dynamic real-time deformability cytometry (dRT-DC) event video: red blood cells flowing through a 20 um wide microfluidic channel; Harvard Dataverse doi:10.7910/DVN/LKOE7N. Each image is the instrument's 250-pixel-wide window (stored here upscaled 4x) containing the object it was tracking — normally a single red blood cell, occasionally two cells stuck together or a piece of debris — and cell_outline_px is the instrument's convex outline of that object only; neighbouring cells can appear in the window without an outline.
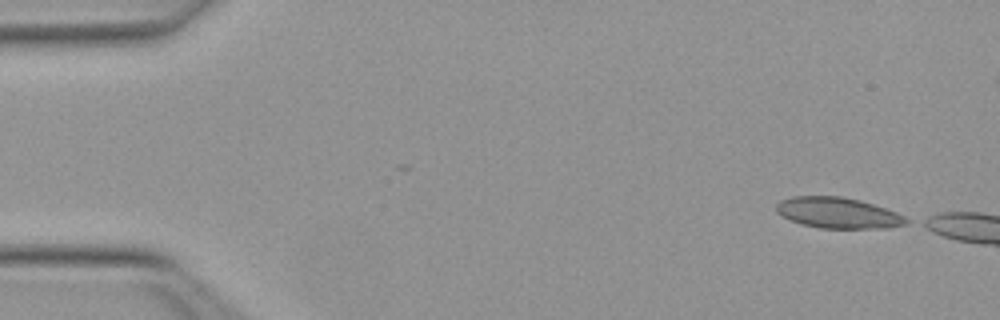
{"species": "Egyptian fruit bat (a non-hibernating species)", "species_latin": "Rousettus aegyptiacus", "temperature_condition": "warm", "stored_images_in_passage": 42, "camera_frame_rate_fps": 3000, "um_per_image_px": 0.085, "animal": {"sex": "female"}, "frame": {"image": 1, "passage_image": 1, "time_ms": 0.0, "image_size_px": [1000, 320], "cell_outline_px": [[912, 220], [908, 224], [888, 228], [820, 228], [800, 224], [776, 212], [776, 204], [780, 200], [792, 196], [840, 196], [860, 200], [896, 212]], "centroid_in_image_um": [71.25, 18.1], "position_along_channel_um": 13.7, "area_um2": 23.41}}
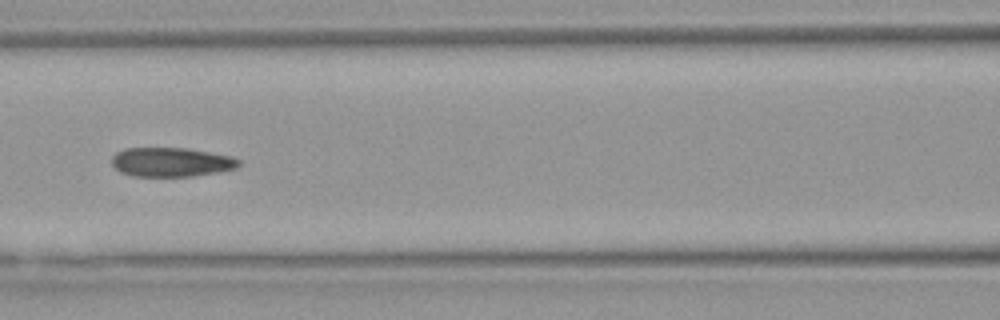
{"frame": {"image": 2, "passage_image": 20, "time_ms": 6.333, "image_size_px": [1000, 320], "cell_outline_px": [[240, 164], [236, 168], [216, 172], [192, 176], [132, 176], [120, 172], [112, 164], [112, 156], [116, 152], [124, 148], [188, 148], [232, 156], [240, 160]], "centroid_in_image_um": [14.54, 13.77], "position_along_channel_um": 152.1, "area_um2": 21.62}}
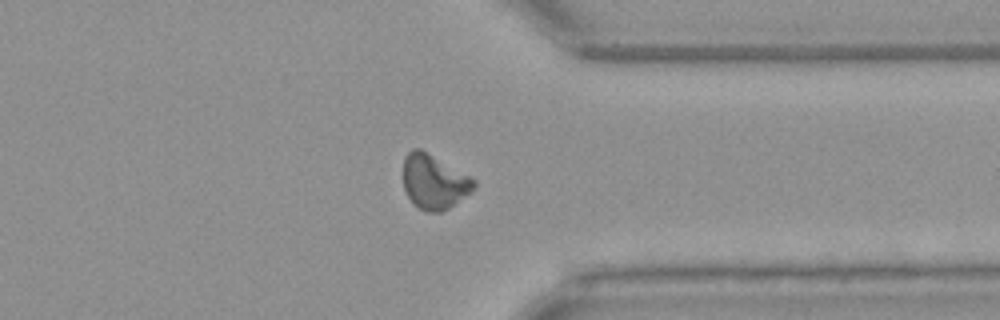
{"frame": {"image": 3, "passage_image": 37, "time_ms": 12.0, "image_size_px": [1000, 320], "cell_outline_px": [[476, 188], [472, 192], [448, 208], [440, 212], [428, 212], [420, 208], [408, 196], [404, 188], [404, 156], [412, 148], [420, 148], [476, 180]], "centroid_in_image_um": [36.91, 15.44], "position_along_channel_um": 374.5, "area_um2": 22.2}, "authors_computed_cell_mechanics": {"area_um2": 22.542, "velocity_mm_per_s": 4.0031, "shape_relaxation_time_tau1_ms": null, "shape_relaxation_time_tau2_ms": 1.2094, "deformation_change_tau1": null, "deformation_change_tau2": 0.0641}}